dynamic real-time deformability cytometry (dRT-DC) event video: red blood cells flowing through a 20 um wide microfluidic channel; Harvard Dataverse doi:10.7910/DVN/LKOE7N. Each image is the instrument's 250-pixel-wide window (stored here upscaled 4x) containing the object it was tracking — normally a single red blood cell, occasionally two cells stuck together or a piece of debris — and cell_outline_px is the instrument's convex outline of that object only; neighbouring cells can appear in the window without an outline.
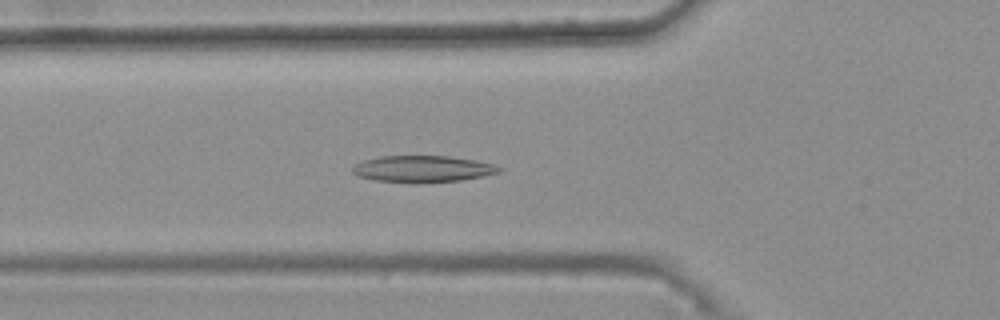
{"species": "common noctule bat (a hibernating species)", "species_latin": "Nyctalus noctula", "temperature_condition": "warm", "stored_images_in_passage": 37, "camera_frame_rate_fps": 3000, "um_per_image_px": 0.085, "animal": {"sex": "female", "body_mass_g": 25.1}, "frame": {"image": 1, "passage_image": 14, "time_ms": 4.333, "image_size_px": [1000, 320], "cell_outline_px": [[500, 172], [484, 176], [460, 180], [420, 184], [416, 184], [376, 180], [360, 176], [352, 172], [352, 168], [356, 164], [364, 160], [380, 156], [448, 156], [476, 160], [492, 164], [500, 168]], "centroid_in_image_um": [35.92, 14.37], "position_along_channel_um": 89.9, "area_um2": 22.77}}
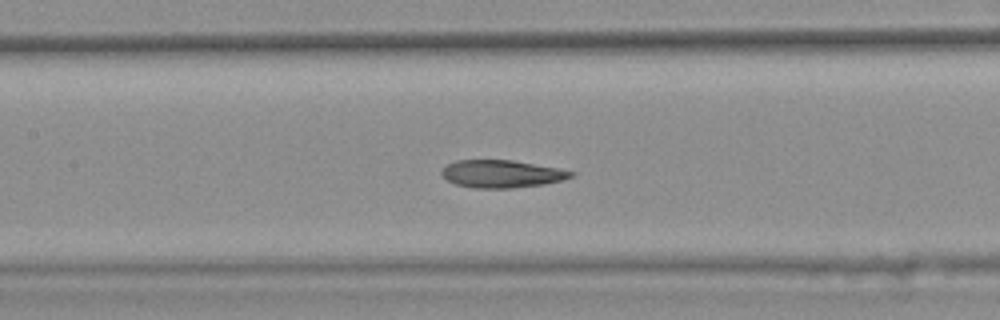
{"frame": {"image": 2, "passage_image": 20, "time_ms": 6.333, "image_size_px": [1000, 320], "cell_outline_px": [[576, 172], [572, 176], [564, 180], [544, 184], [512, 188], [472, 188], [456, 184], [448, 180], [440, 172], [448, 164], [456, 160], [512, 160], [556, 168]], "centroid_in_image_um": [42.65, 14.78], "position_along_channel_um": 164.8, "area_um2": 20.63}}
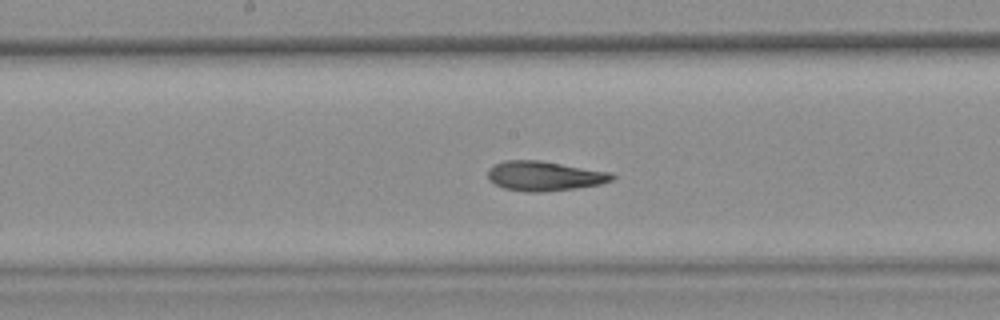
{"frame": {"image": 3, "passage_image": 23, "time_ms": 7.333, "image_size_px": [1000, 320], "cell_outline_px": [[616, 176], [612, 180], [600, 184], [576, 188], [540, 192], [528, 192], [504, 188], [496, 184], [488, 176], [488, 168], [504, 160], [540, 160], [612, 172]], "centroid_in_image_um": [46.31, 14.95], "position_along_channel_um": 201.9, "area_um2": 21.39}, "authors_computed_cell_mechanics": {"area_um2": 21.7906, "velocity_mm_per_s": 3.7325, "shape_relaxation_time_tau1_ms": null, "shape_relaxation_time_tau2_ms": 2.6499, "deformation_change_tau1": null, "deformation_change_tau2": 0.0859}}